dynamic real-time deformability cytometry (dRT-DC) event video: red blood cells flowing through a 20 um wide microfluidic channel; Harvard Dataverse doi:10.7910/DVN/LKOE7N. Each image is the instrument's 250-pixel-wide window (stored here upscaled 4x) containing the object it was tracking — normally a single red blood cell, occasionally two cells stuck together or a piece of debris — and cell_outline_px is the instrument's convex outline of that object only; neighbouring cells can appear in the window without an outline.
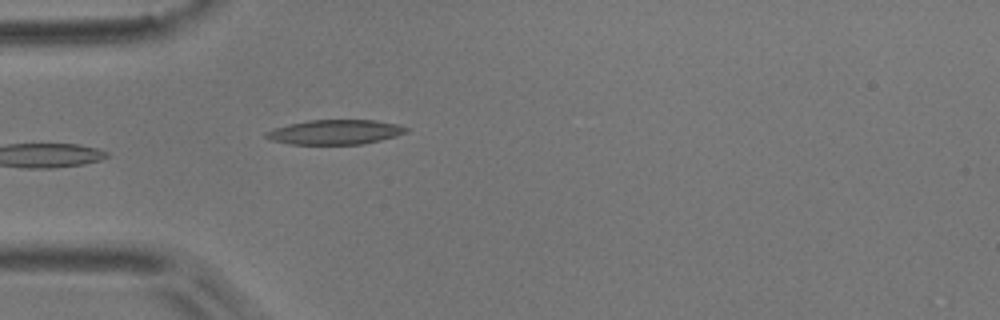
{"species": "common noctule bat (a hibernating species)", "species_latin": "Nyctalus noctula", "temperature_condition": "room temperature", "stored_images_in_passage": 1, "camera_frame_rate_fps": 3000, "um_per_image_px": 0.085, "animal": {"sex": "male", "body_mass_g": 17.9}, "frame": {"image": 1, "passage_image": 1, "time_ms": 0.0, "image_size_px": [1000, 320], "cell_outline_px": [[408, 132], [396, 136], [380, 140], [360, 144], [292, 144], [272, 140], [264, 136], [264, 132], [288, 124], [308, 120], [376, 120], [396, 124], [408, 128]], "centroid_in_image_um": [28.49, 11.22], "position_along_channel_um": 56.5, "area_um2": 20.0}}